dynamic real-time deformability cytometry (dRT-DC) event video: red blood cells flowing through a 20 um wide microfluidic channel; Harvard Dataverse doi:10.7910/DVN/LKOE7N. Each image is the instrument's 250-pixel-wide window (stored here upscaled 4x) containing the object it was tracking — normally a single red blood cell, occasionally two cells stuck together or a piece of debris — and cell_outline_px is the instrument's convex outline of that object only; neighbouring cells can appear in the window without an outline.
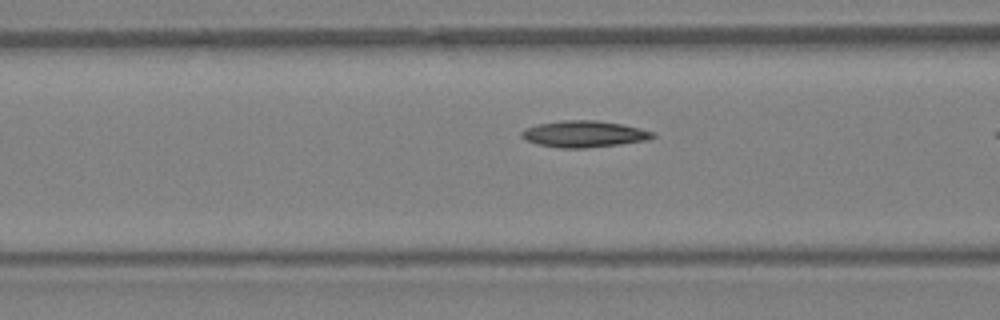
{"species": "Egyptian fruit bat (a non-hibernating species)", "species_latin": "Rousettus aegyptiacus", "temperature_condition": "warm", "stored_images_in_passage": 10, "camera_frame_rate_fps": 3000, "um_per_image_px": 0.085, "animal": {"sex": "female"}, "frame": {"image": 1, "passage_image": 9, "time_ms": 2.667, "image_size_px": [1000, 320], "cell_outline_px": [[656, 136], [648, 140], [620, 144], [584, 148], [560, 148], [536, 144], [520, 136], [520, 132], [528, 128], [540, 124], [560, 120], [596, 120], [620, 124], [640, 128], [656, 132]], "centroid_in_image_um": [49.68, 11.39], "position_along_channel_um": 116.9, "area_um2": 20.17}}